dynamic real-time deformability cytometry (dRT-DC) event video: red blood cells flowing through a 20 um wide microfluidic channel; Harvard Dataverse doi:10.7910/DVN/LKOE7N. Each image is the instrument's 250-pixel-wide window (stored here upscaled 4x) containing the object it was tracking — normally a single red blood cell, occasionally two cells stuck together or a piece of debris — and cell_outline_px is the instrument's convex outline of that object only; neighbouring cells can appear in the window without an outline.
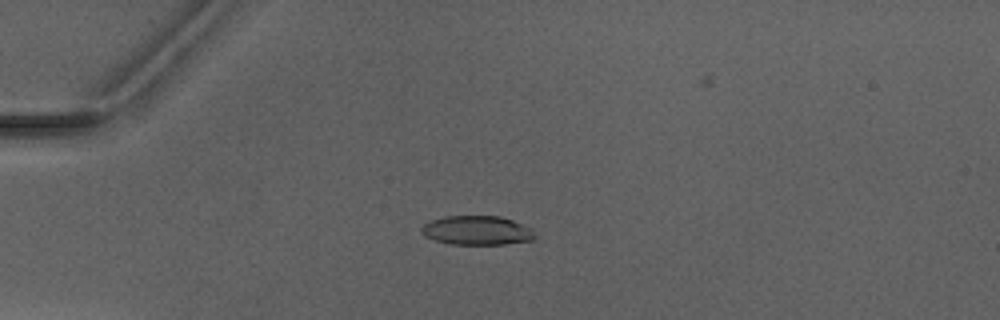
{"species": "Egyptian fruit bat (a non-hibernating species)", "species_latin": "Rousettus aegyptiacus", "temperature_condition": "warm", "stored_images_in_passage": 6, "camera_frame_rate_fps": 3000, "um_per_image_px": 0.085, "animal": {"sex": "male"}, "frame": {"image": 1, "passage_image": 5, "time_ms": 4.667, "image_size_px": [1000, 320], "cell_outline_px": [[536, 236], [532, 240], [504, 244], [452, 244], [436, 240], [424, 236], [420, 232], [420, 228], [424, 224], [432, 220], [444, 216], [500, 216], [512, 220], [532, 228]], "centroid_in_image_um": [40.54, 19.58], "position_along_channel_um": 44.5, "area_um2": 19.25}}